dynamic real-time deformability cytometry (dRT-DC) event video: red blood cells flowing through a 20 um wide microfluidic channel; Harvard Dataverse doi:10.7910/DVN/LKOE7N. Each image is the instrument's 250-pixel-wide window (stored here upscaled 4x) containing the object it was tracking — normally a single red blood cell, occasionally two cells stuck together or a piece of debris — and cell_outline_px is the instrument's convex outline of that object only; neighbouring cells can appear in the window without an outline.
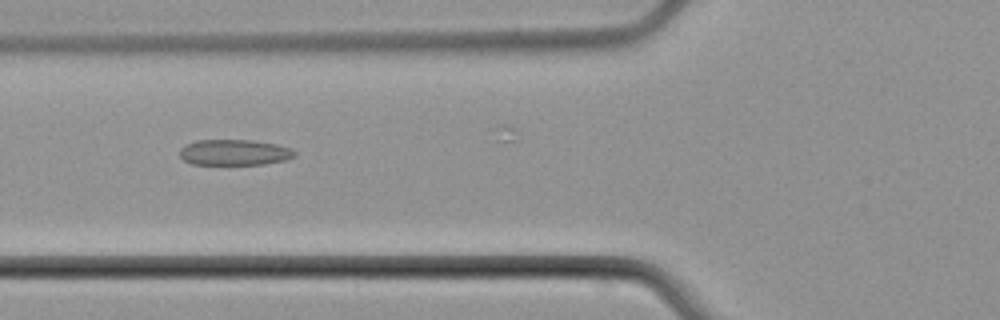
{"species": "common noctule bat (a hibernating species)", "species_latin": "Nyctalus noctula", "temperature_condition": "cold", "stored_images_in_passage": 6, "camera_frame_rate_fps": 3000, "um_per_image_px": 0.085, "animal": {"sex": "male", "body_mass_g": 21.5, "forearm_length_mm": 52.0}, "frame": {"image": 1, "passage_image": 4, "time_ms": 3.333, "image_size_px": [1000, 320], "cell_outline_px": [[296, 156], [288, 160], [264, 164], [192, 164], [184, 160], [180, 156], [180, 148], [196, 140], [252, 140], [276, 144], [292, 148], [296, 152]], "centroid_in_image_um": [19.97, 12.95], "position_along_channel_um": 105.8, "area_um2": 17.34}}
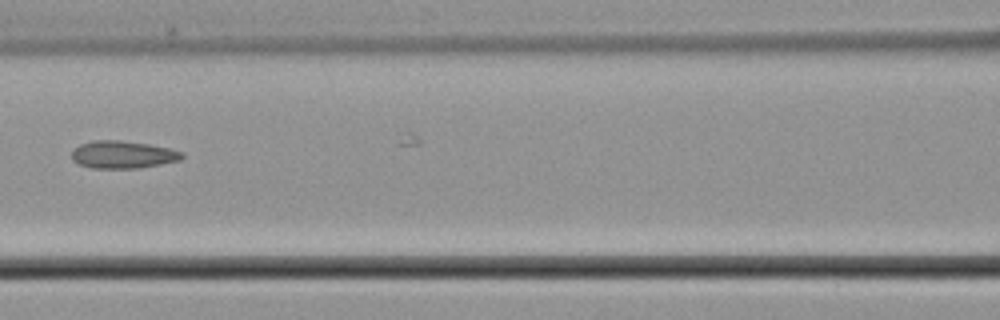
{"frame": {"image": 2, "passage_image": 5, "time_ms": 4.667, "image_size_px": [1000, 320], "cell_outline_px": [[184, 156], [180, 160], [140, 168], [92, 168], [80, 164], [72, 160], [72, 152], [80, 144], [92, 140], [120, 140], [148, 144], [168, 148], [184, 152]], "centroid_in_image_um": [10.45, 13.14], "position_along_channel_um": 156.2, "area_um2": 17.63}}